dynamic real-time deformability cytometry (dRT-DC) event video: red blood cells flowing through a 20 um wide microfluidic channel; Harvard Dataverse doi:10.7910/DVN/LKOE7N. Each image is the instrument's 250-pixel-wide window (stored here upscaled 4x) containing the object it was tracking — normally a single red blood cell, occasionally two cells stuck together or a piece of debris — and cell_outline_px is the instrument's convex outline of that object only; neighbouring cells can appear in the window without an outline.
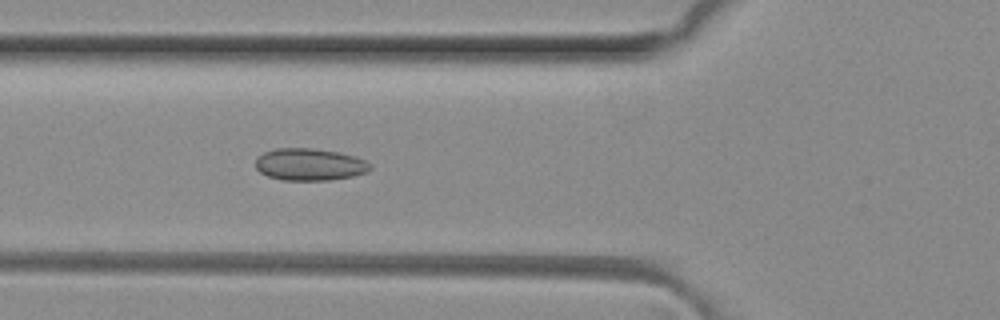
{"species": "common noctule bat (a hibernating species)", "species_latin": "Nyctalus noctula", "temperature_condition": "room temperature", "stored_images_in_passage": 5, "camera_frame_rate_fps": 3000, "um_per_image_px": 0.085, "animal": {"sex": "female", "body_mass_g": 29.2, "forearm_length_mm": 56.3}, "frame": {"image": 1, "passage_image": 5, "time_ms": 1.333, "image_size_px": [1000, 320], "cell_outline_px": [[372, 168], [368, 172], [352, 176], [328, 180], [284, 180], [268, 176], [260, 172], [256, 168], [256, 160], [264, 152], [276, 148], [312, 148], [340, 152], [356, 156], [364, 160]], "centroid_in_image_um": [26.33, 13.97], "position_along_channel_um": 99.5, "area_um2": 21.39}}